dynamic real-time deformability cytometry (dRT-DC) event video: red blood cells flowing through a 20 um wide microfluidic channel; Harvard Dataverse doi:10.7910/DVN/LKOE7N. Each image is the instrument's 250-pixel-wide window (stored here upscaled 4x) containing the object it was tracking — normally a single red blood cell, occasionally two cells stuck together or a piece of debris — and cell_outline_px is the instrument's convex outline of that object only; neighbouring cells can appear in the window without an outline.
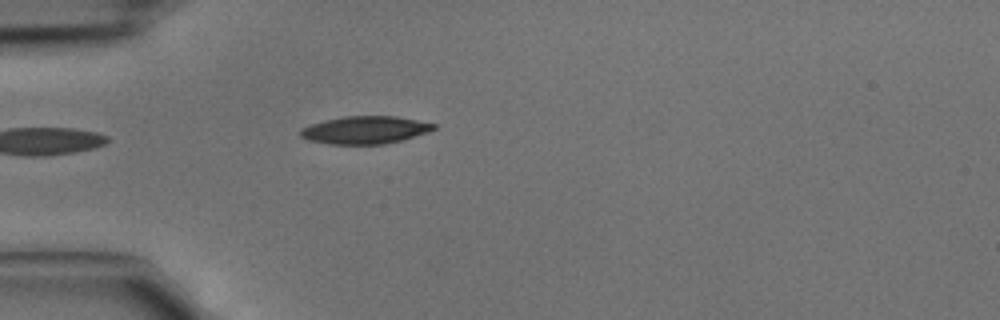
{"species": "common noctule bat (a hibernating species)", "species_latin": "Nyctalus noctula", "temperature_condition": "cold", "stored_images_in_passage": 4, "camera_frame_rate_fps": 3000, "um_per_image_px": 0.085, "animal": {"sex": "male", "body_mass_g": 15.6}, "frame": {"image": 1, "passage_image": 4, "time_ms": 1.0, "image_size_px": [1000, 320], "cell_outline_px": [[436, 128], [428, 132], [400, 140], [384, 144], [328, 144], [308, 140], [300, 136], [300, 128], [312, 124], [344, 116], [396, 116], [436, 124]], "centroid_in_image_um": [31.02, 11.05], "position_along_channel_um": 54.0, "area_um2": 21.27}}